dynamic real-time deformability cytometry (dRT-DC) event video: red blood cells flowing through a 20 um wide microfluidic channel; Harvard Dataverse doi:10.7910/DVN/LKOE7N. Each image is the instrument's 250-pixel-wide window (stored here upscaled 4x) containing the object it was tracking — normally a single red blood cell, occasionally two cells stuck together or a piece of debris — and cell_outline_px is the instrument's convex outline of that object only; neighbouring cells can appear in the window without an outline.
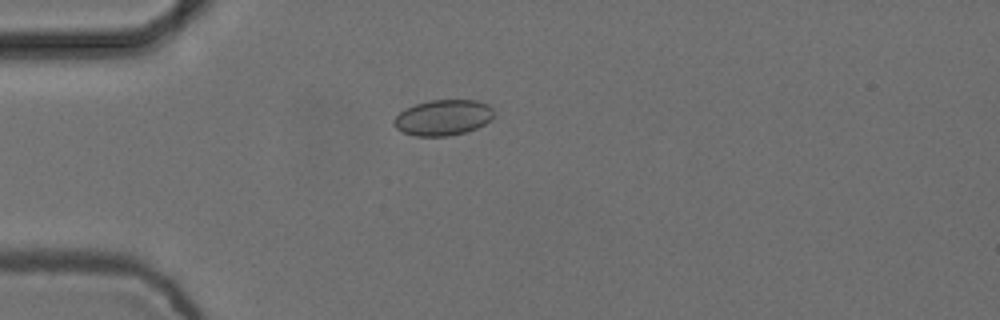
{"species": "common noctule bat (a hibernating species)", "species_latin": "Nyctalus noctula", "temperature_condition": "cold", "stored_images_in_passage": 7, "camera_frame_rate_fps": 3000, "um_per_image_px": 0.085, "animal": {"sex": "female", "body_mass_g": 24.6, "forearm_length_mm": 56.2}, "frame": {"image": 1, "passage_image": 5, "time_ms": 1.333, "image_size_px": [1000, 320], "cell_outline_px": [[496, 116], [492, 120], [476, 128], [464, 132], [448, 136], [416, 136], [400, 132], [392, 124], [392, 120], [404, 108], [416, 104], [432, 100], [476, 100], [488, 104], [492, 108]], "centroid_in_image_um": [37.66, 9.99], "position_along_channel_um": 47.3, "area_um2": 21.04}}
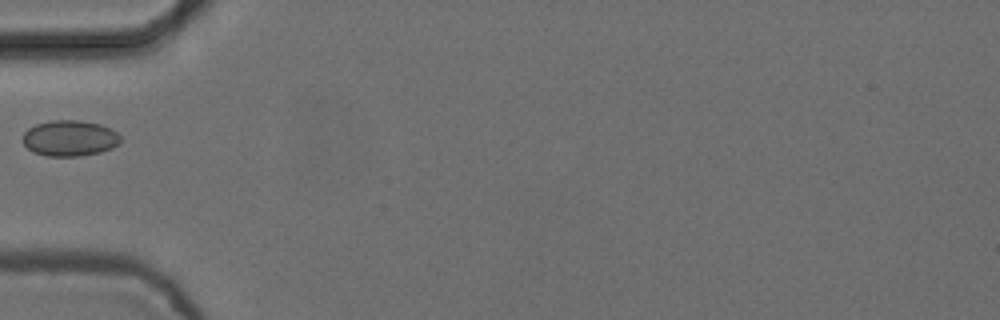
{"frame": {"image": 2, "passage_image": 6, "time_ms": 1.667, "image_size_px": [1000, 320], "cell_outline_px": [[120, 144], [112, 148], [100, 152], [80, 156], [44, 156], [32, 152], [24, 144], [24, 132], [28, 128], [36, 124], [52, 120], [80, 120], [100, 124], [116, 132], [120, 136]], "centroid_in_image_um": [5.92, 11.75], "position_along_channel_um": 79.1, "area_um2": 20.46}}
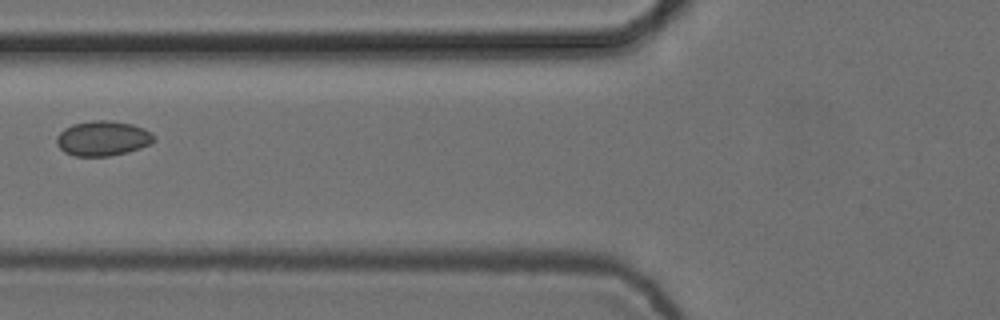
{"frame": {"image": 3, "passage_image": 7, "time_ms": 2.0, "image_size_px": [1000, 320], "cell_outline_px": [[156, 140], [140, 148], [128, 152], [108, 156], [76, 156], [64, 152], [56, 144], [56, 136], [64, 128], [72, 124], [92, 120], [108, 120], [132, 124], [144, 128], [152, 132], [156, 136]], "centroid_in_image_um": [8.74, 11.75], "position_along_channel_um": 117.1, "area_um2": 20.0}}